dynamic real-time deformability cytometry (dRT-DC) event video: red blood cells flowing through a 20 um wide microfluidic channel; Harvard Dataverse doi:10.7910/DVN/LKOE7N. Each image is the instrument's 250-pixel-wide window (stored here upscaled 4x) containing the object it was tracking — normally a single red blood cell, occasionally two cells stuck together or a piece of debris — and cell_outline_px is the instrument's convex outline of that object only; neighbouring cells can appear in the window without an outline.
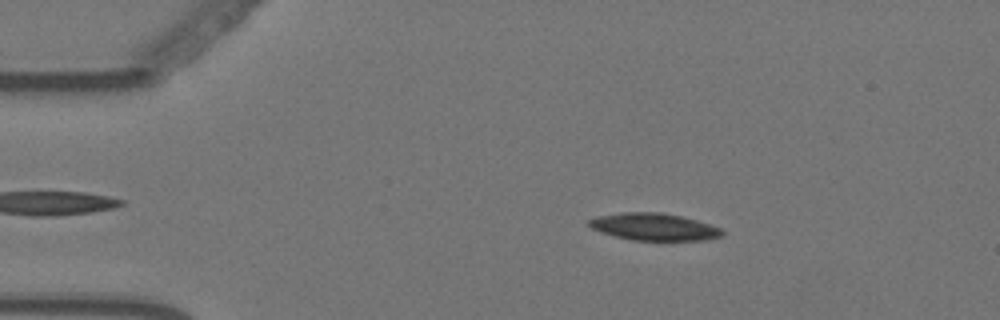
{"species": "Egyptian fruit bat (a non-hibernating species)", "species_latin": "Rousettus aegyptiacus", "temperature_condition": "warm", "stored_images_in_passage": 44, "camera_frame_rate_fps": 3000, "um_per_image_px": 0.085, "animal": {"sex": "female"}, "frame": {"image": 1, "passage_image": 11, "time_ms": 3.333, "image_size_px": [1000, 320], "cell_outline_px": [[716, 232], [708, 236], [676, 240], [652, 240], [624, 236], [600, 228], [592, 224], [596, 220], [620, 216], [668, 216], [684, 220], [708, 228]], "centroid_in_image_um": [55.53, 19.35], "position_along_channel_um": 29.5, "area_um2": 15.14}}
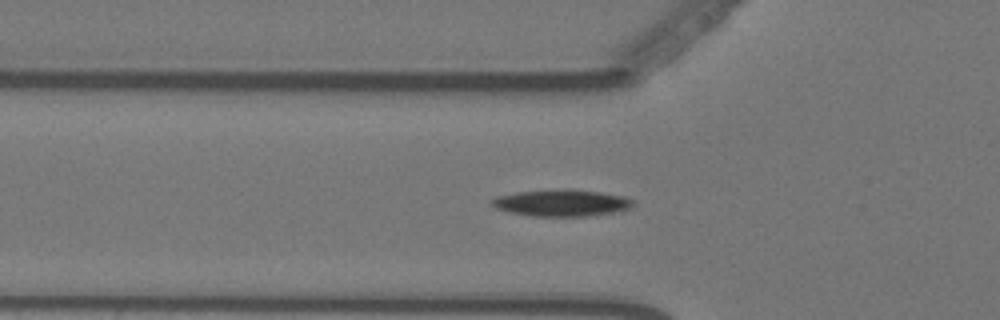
{"frame": {"image": 2, "passage_image": 20, "time_ms": 6.333, "image_size_px": [1000, 320], "cell_outline_px": [[624, 204], [612, 208], [580, 212], [532, 212], [512, 208], [500, 204], [500, 200], [520, 196], [552, 192], [576, 192], [604, 196], [620, 200]], "centroid_in_image_um": [47.7, 17.21], "position_along_channel_um": 78.1, "area_um2": 13.41}}
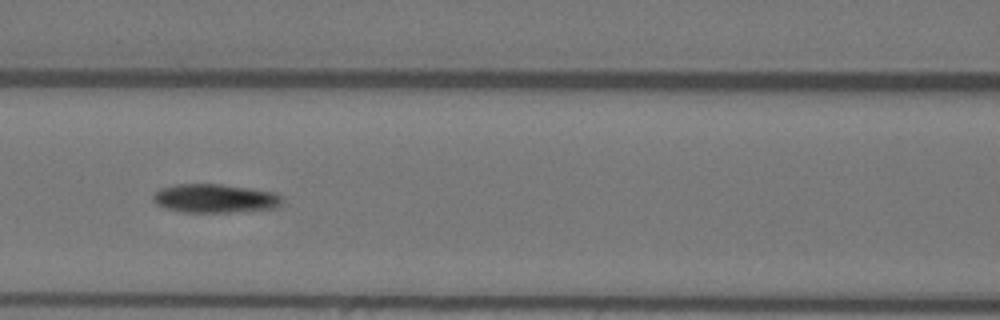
{"frame": {"image": 3, "passage_image": 26, "time_ms": 8.333, "image_size_px": [1000, 320], "cell_outline_px": [[268, 200], [260, 204], [216, 208], [204, 208], [176, 204], [164, 200], [160, 196], [168, 192], [184, 188], [220, 188], [248, 192], [268, 196]], "centroid_in_image_um": [18.12, 16.81], "position_along_channel_um": 148.5, "area_um2": 11.56}}